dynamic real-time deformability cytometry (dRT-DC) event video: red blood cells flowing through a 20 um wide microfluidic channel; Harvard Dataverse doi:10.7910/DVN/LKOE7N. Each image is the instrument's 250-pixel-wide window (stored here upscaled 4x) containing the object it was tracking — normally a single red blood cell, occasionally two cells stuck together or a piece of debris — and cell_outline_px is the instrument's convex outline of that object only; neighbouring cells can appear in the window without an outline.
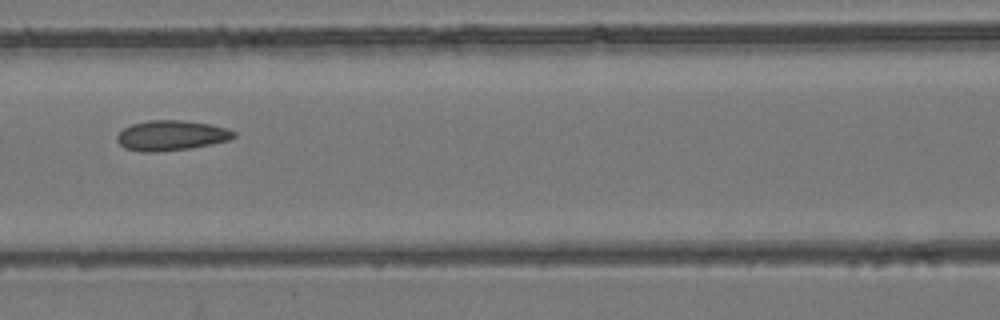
{"species": "common noctule bat (a hibernating species)", "species_latin": "Nyctalus noctula", "temperature_condition": "room temperature", "stored_images_in_passage": 7, "camera_frame_rate_fps": 3000, "um_per_image_px": 0.085, "animal": {"sex": "female", "body_mass_g": 24.6, "forearm_length_mm": 56.2}, "frame": {"image": 1, "passage_image": 7, "time_ms": 2.0, "image_size_px": [1000, 320], "cell_outline_px": [[236, 136], [228, 140], [212, 144], [192, 148], [156, 152], [140, 152], [124, 148], [116, 140], [116, 136], [124, 128], [132, 124], [148, 120], [184, 120], [208, 124], [224, 128], [236, 132]], "centroid_in_image_um": [14.53, 11.52], "position_along_channel_um": 152.1, "area_um2": 20.52}}